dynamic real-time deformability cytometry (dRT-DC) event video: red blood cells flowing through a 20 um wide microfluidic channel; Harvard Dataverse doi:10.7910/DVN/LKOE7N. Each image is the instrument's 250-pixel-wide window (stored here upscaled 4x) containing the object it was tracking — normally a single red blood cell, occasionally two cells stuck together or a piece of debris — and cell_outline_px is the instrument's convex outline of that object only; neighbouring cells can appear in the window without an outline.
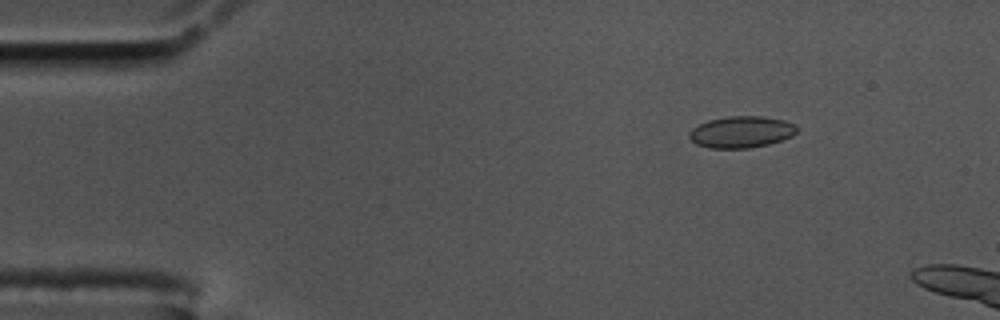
{"species": "common noctule bat (a hibernating species)", "species_latin": "Nyctalus noctula", "temperature_condition": "cold", "stored_images_in_passage": 9, "camera_frame_rate_fps": 3000, "um_per_image_px": 0.085, "animal": {"sex": "male", "body_mass_g": 17.5, "forearm_length_mm": 52.3}, "frame": {"image": 1, "passage_image": 3, "time_ms": 0.667, "image_size_px": [1000, 320], "cell_outline_px": [[796, 132], [792, 136], [768, 144], [748, 148], [708, 148], [696, 144], [688, 136], [688, 132], [692, 128], [708, 120], [728, 116], [764, 116], [784, 120], [796, 124]], "centroid_in_image_um": [62.99, 11.21], "position_along_channel_um": 22.0, "area_um2": 19.83}}